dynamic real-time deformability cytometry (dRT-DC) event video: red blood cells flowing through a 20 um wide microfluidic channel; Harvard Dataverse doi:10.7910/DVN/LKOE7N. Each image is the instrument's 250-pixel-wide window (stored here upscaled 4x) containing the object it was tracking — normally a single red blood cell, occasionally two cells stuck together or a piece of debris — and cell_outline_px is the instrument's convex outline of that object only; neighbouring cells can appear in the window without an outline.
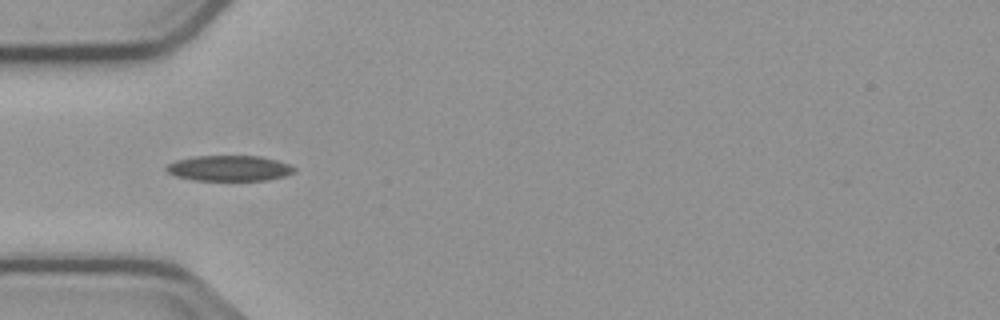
{"species": "common noctule bat (a hibernating species)", "species_latin": "Nyctalus noctula", "temperature_condition": "cold", "stored_images_in_passage": 3, "camera_frame_rate_fps": 3000, "um_per_image_px": 0.085, "animal": {"sex": "male", "body_mass_g": 23.1, "forearm_length_mm": 52.7}, "frame": {"image": 1, "passage_image": 3, "time_ms": 4.333, "image_size_px": [1000, 320], "cell_outline_px": [[296, 172], [284, 176], [268, 180], [192, 180], [176, 176], [168, 172], [164, 168], [168, 164], [176, 160], [196, 156], [260, 156], [276, 160], [288, 164], [296, 168]], "centroid_in_image_um": [19.49, 14.3], "position_along_channel_um": 65.5, "area_um2": 19.02}}